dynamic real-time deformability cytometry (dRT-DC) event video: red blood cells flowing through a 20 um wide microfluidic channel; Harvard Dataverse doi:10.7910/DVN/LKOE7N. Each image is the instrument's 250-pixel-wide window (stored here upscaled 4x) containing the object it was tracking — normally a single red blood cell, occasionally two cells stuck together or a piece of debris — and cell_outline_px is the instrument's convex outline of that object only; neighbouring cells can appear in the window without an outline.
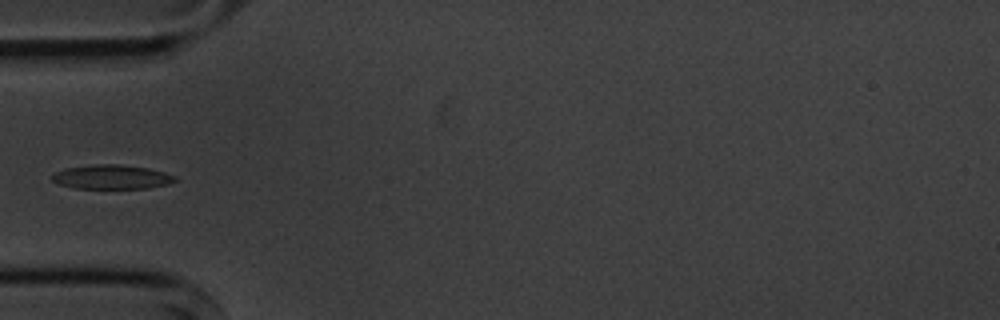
{"species": "common noctule bat (a hibernating species)", "species_latin": "Nyctalus noctula", "temperature_condition": "cold", "stored_images_in_passage": 6, "camera_frame_rate_fps": 3000, "um_per_image_px": 0.085, "animal": {"sex": "male", "body_mass_g": 20.1, "forearm_length_mm": 53.5}, "frame": {"image": 1, "passage_image": 4, "time_ms": 3.333, "image_size_px": [1000, 320], "cell_outline_px": [[176, 180], [168, 184], [148, 188], [72, 188], [60, 184], [52, 180], [52, 176], [56, 172], [64, 168], [92, 164], [120, 164], [148, 168], [164, 172], [176, 176]], "centroid_in_image_um": [9.49, 15.03], "position_along_channel_um": 75.5, "area_um2": 17.34}}
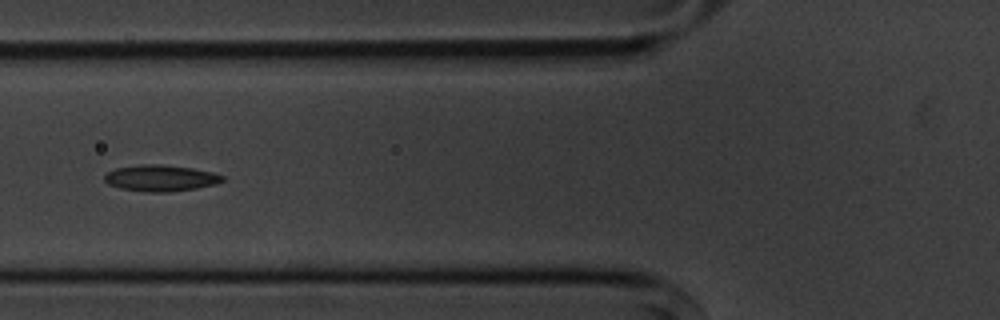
{"frame": {"image": 2, "passage_image": 5, "time_ms": 4.333, "image_size_px": [1000, 320], "cell_outline_px": [[224, 180], [216, 184], [196, 188], [168, 192], [144, 192], [120, 188], [108, 184], [104, 180], [104, 176], [108, 172], [116, 168], [140, 164], [160, 164], [192, 168], [212, 172], [224, 176]], "centroid_in_image_um": [13.64, 15.14], "position_along_channel_um": 112.2, "area_um2": 18.09}}
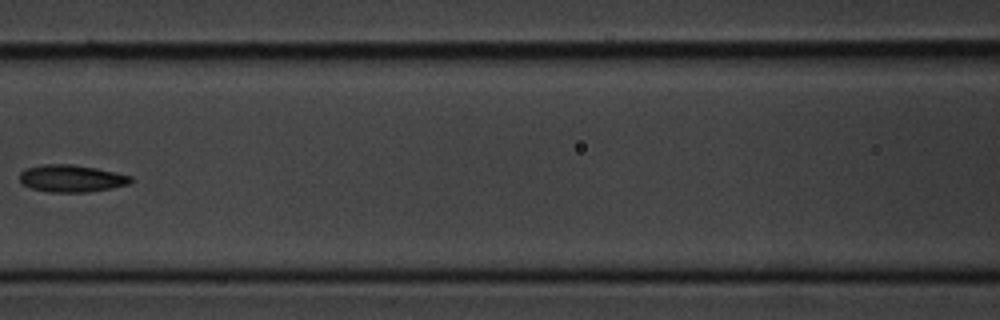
{"frame": {"image": 3, "passage_image": 6, "time_ms": 5.667, "image_size_px": [1000, 320], "cell_outline_px": [[132, 180], [128, 184], [112, 188], [88, 192], [48, 192], [32, 188], [20, 184], [20, 172], [24, 168], [44, 164], [72, 164], [96, 168], [132, 176]], "centroid_in_image_um": [6.04, 15.16], "position_along_channel_um": 160.6, "area_um2": 17.69}}